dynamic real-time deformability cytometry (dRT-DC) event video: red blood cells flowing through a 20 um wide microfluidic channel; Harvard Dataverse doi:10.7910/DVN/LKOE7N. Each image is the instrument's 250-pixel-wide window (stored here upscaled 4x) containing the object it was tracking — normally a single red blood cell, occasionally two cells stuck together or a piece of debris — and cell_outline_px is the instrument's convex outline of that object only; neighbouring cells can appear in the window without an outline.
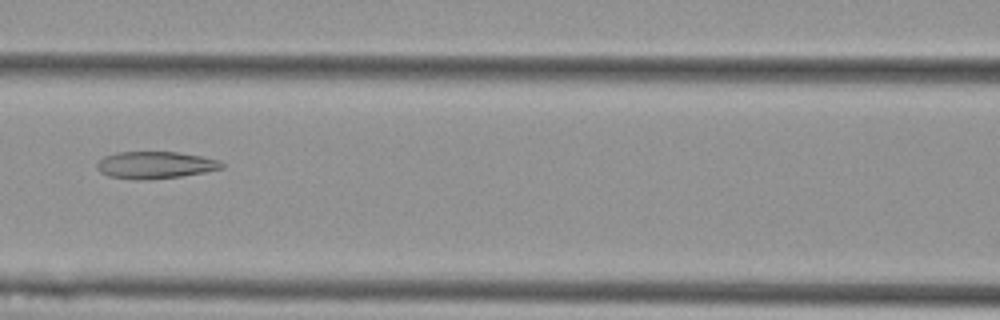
{"species": "Egyptian fruit bat (a non-hibernating species)", "species_latin": "Rousettus aegyptiacus", "temperature_condition": "cold", "stored_images_in_passage": 7, "camera_frame_rate_fps": 3000, "um_per_image_px": 0.085, "animal": {"sex": "female"}, "frame": {"image": 1, "passage_image": 7, "time_ms": 2.0, "image_size_px": [1000, 320], "cell_outline_px": [[224, 168], [204, 172], [180, 176], [140, 180], [108, 176], [100, 172], [96, 168], [96, 164], [104, 156], [116, 152], [180, 152], [220, 160], [224, 164]], "centroid_in_image_um": [13.19, 14.02], "position_along_channel_um": 153.4, "area_um2": 19.65}}